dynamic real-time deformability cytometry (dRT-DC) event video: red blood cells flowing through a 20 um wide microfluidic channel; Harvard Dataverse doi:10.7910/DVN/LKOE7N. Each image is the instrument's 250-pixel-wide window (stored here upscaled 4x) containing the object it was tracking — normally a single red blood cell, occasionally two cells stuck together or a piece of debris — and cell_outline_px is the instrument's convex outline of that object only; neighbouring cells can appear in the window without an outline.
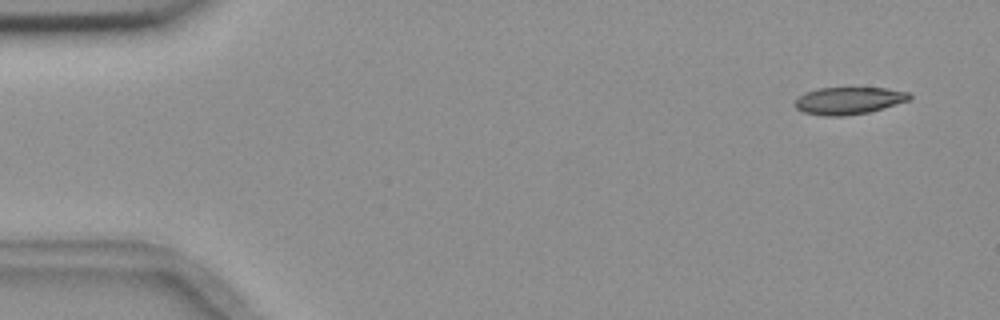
{"species": "common noctule bat (a hibernating species)", "species_latin": "Nyctalus noctula", "temperature_condition": "room temperature", "stored_images_in_passage": 7, "camera_frame_rate_fps": 3000, "um_per_image_px": 0.085, "animal": {"sex": "female", "body_mass_g": 18.4}, "frame": {"image": 1, "passage_image": 1, "time_ms": 0.0, "image_size_px": [1000, 320], "cell_outline_px": [[912, 96], [908, 100], [868, 112], [844, 116], [824, 116], [804, 112], [796, 108], [796, 100], [804, 92], [816, 88], [888, 88], [908, 92]], "centroid_in_image_um": [72.12, 8.54], "position_along_channel_um": 12.9, "area_um2": 17.98}}
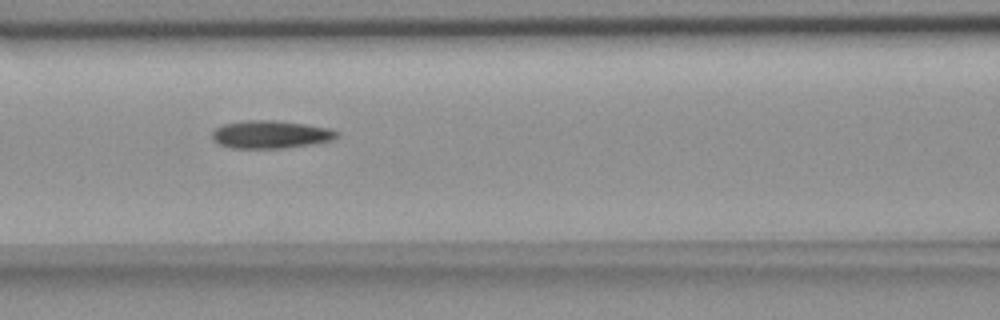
{"frame": {"image": 2, "passage_image": 6, "time_ms": 6.667, "image_size_px": [1000, 320], "cell_outline_px": [[340, 136], [332, 140], [308, 144], [280, 148], [232, 148], [216, 144], [212, 140], [212, 132], [216, 128], [224, 124], [248, 120], [268, 120], [304, 124], [328, 128], [340, 132]], "centroid_in_image_um": [22.96, 11.43], "position_along_channel_um": 143.6, "area_um2": 20.06}}
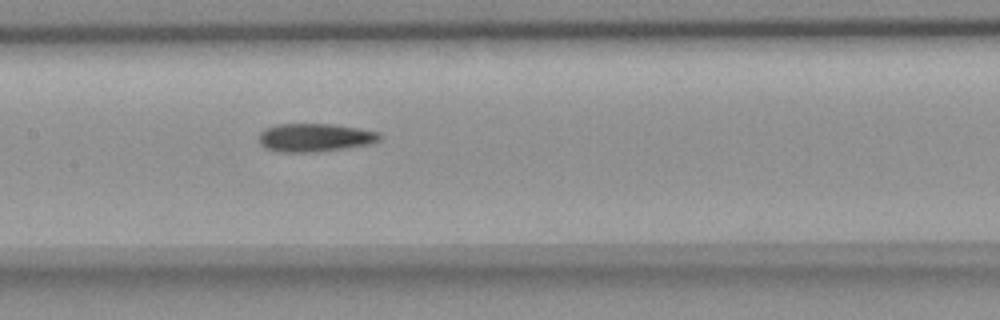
{"frame": {"image": 3, "passage_image": 7, "time_ms": 7.667, "image_size_px": [1000, 320], "cell_outline_px": [[384, 136], [380, 140], [368, 144], [340, 148], [304, 152], [284, 152], [268, 148], [260, 144], [260, 132], [264, 128], [276, 124], [332, 124], [360, 128], [380, 132]], "centroid_in_image_um": [26.79, 11.66], "position_along_channel_um": 180.6, "area_um2": 19.59}}